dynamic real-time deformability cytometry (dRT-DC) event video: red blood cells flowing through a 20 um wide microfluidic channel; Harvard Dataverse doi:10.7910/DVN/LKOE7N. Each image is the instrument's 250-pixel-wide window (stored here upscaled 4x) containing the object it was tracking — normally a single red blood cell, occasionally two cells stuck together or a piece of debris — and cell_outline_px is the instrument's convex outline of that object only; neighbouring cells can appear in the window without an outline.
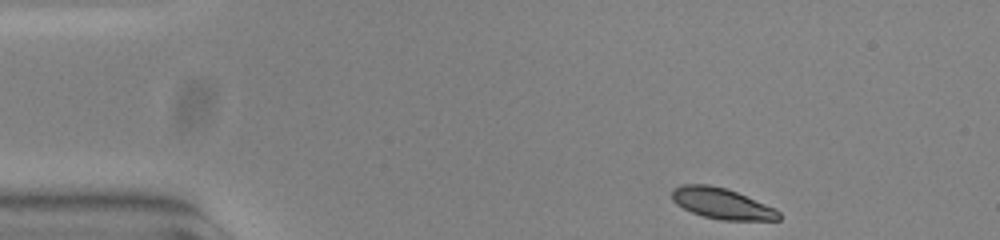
{"species": "common noctule bat (a hibernating species)", "species_latin": "Nyctalus noctula", "temperature_condition": "warm", "stored_images_in_passage": 48, "camera_frame_rate_fps": 3000, "um_per_image_px": 0.085, "animal": {"sex": "female", "body_mass_g": 23.0, "forearm_length_mm": 53.4}, "frame": {"image": 1, "passage_image": 1, "time_ms": 0.0, "image_size_px": [1000, 240], "cell_outline_px": [[780, 220], [720, 220], [704, 216], [692, 212], [676, 204], [672, 200], [672, 188], [680, 184], [708, 184], [728, 188], [776, 208], [780, 212]], "centroid_in_image_um": [61.36, 17.28], "position_along_channel_um": 23.6, "area_um2": 19.42}}
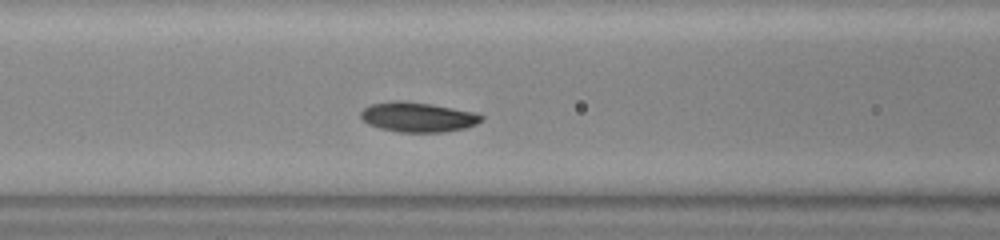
{"frame": {"image": 2, "passage_image": 16, "time_ms": 5.0, "image_size_px": [1000, 240], "cell_outline_px": [[484, 120], [476, 124], [464, 128], [444, 132], [400, 132], [380, 128], [368, 124], [360, 116], [360, 112], [364, 108], [372, 104], [396, 100], [404, 100], [432, 104], [472, 112], [484, 116]], "centroid_in_image_um": [35.51, 9.95], "position_along_channel_um": 131.1, "area_um2": 20.87}}
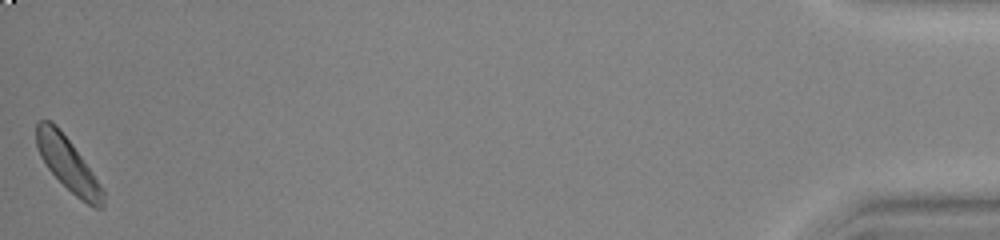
{"frame": {"image": 3, "passage_image": 48, "time_ms": 15.667, "image_size_px": [1000, 240], "cell_outline_px": [[104, 208], [96, 208], [80, 200], [48, 168], [40, 156], [36, 148], [36, 124], [40, 120], [48, 120], [56, 124], [72, 144], [104, 188]], "centroid_in_image_um": [5.78, 13.95], "position_along_channel_um": 429.4, "area_um2": 20.52}, "authors_computed_cell_mechanics": {"area_um2": 20.4034, "velocity_mm_per_s": 3.7234, "shape_relaxation_time_tau1_ms": 1.2745, "shape_relaxation_time_tau2_ms": null, "deformation_change_tau1": 0.1026, "deformation_change_tau2": null}}